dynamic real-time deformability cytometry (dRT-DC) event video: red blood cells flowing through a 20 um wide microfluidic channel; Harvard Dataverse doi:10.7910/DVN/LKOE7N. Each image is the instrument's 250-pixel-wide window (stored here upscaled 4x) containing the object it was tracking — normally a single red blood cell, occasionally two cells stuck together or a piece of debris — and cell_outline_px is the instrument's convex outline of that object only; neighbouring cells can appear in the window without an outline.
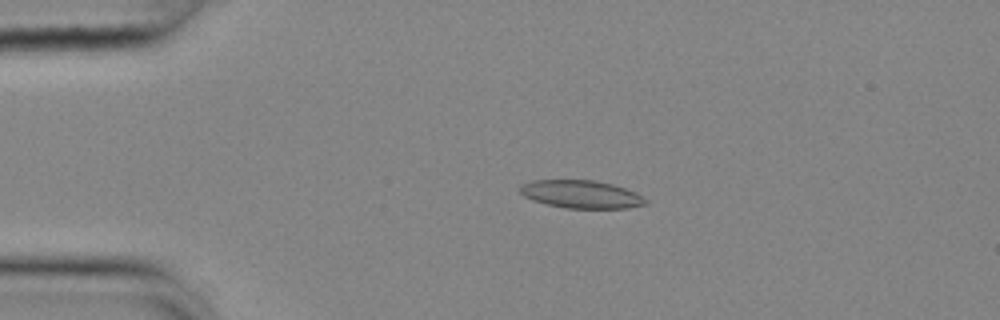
{"species": "common noctule bat (a hibernating species)", "species_latin": "Nyctalus noctula", "temperature_condition": "cold", "stored_images_in_passage": 55, "camera_frame_rate_fps": 3000, "um_per_image_px": 0.085, "animal": {"sex": "female", "body_mass_g": 25.1}, "frame": {"image": 1, "passage_image": 12, "time_ms": 3.667, "image_size_px": [1000, 320], "cell_outline_px": [[648, 204], [628, 208], [564, 208], [532, 200], [524, 196], [520, 192], [520, 184], [532, 180], [596, 180], [612, 184], [636, 192], [648, 200]], "centroid_in_image_um": [49.41, 16.51], "position_along_channel_um": 35.6, "area_um2": 20.52}}
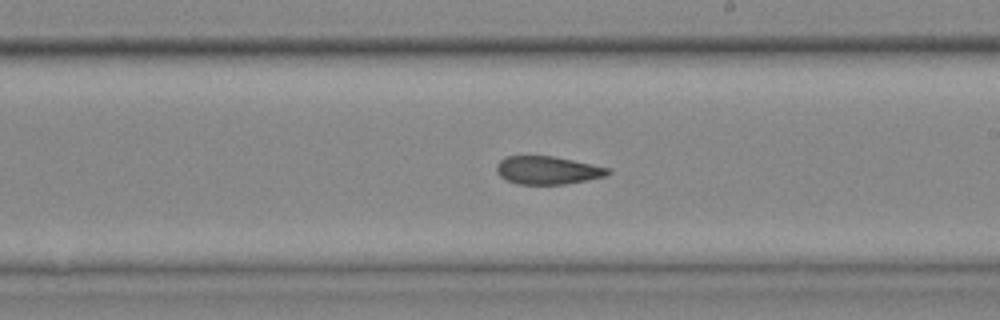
{"frame": {"image": 2, "passage_image": 32, "time_ms": 10.333, "image_size_px": [1000, 320], "cell_outline_px": [[612, 172], [608, 176], [564, 184], [516, 184], [504, 180], [496, 172], [496, 164], [504, 156], [552, 156], [592, 164], [608, 168]], "centroid_in_image_um": [46.51, 14.47], "position_along_channel_um": 242.5, "area_um2": 18.32}}
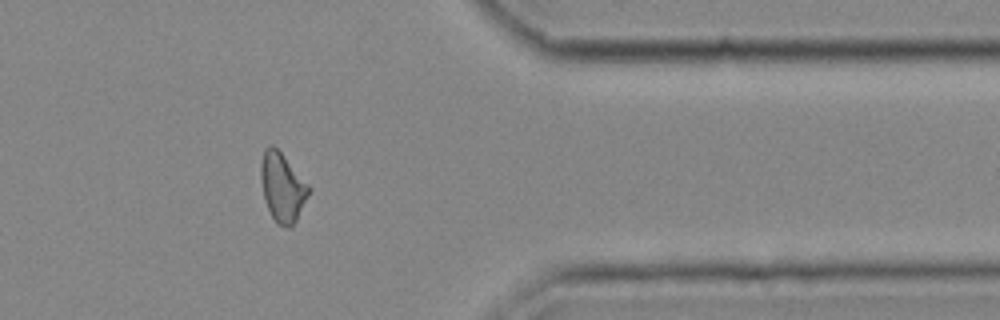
{"frame": {"image": 3, "passage_image": 45, "time_ms": 14.667, "image_size_px": [1000, 320], "cell_outline_px": [[312, 188], [292, 228], [288, 228], [276, 224], [268, 208], [264, 196], [260, 180], [260, 164], [264, 148], [268, 144], [272, 144], [280, 152]], "centroid_in_image_um": [23.99, 15.92], "position_along_channel_um": 387.4, "area_um2": 19.25}, "authors_computed_cell_mechanics": {"area_um2": 19.363, "velocity_mm_per_s": 3.6902, "shape_relaxation_time_tau1_ms": null, "shape_relaxation_time_tau2_ms": 4.2405, "deformation_change_tau1": null, "deformation_change_tau2": 0.0982}}